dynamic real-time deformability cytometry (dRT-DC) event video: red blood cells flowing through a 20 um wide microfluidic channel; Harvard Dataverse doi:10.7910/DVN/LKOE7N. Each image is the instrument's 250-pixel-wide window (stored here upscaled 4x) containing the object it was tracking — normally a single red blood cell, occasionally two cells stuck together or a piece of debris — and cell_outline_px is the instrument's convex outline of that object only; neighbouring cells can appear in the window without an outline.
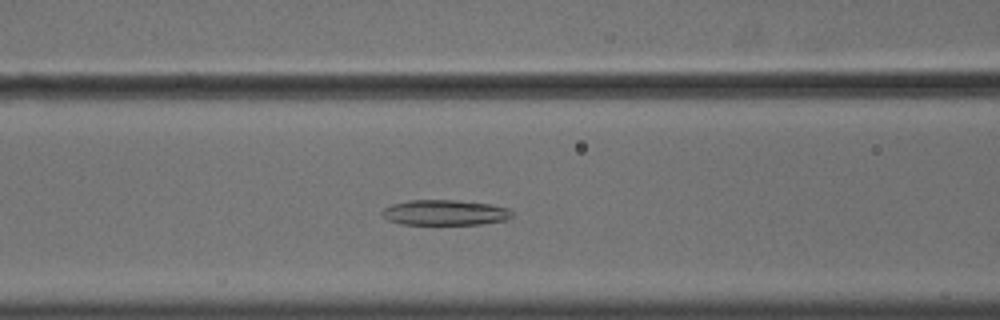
{"species": "common noctule bat (a hibernating species)", "species_latin": "Nyctalus noctula", "temperature_condition": "cold", "stored_images_in_passage": 49, "camera_frame_rate_fps": 3000, "um_per_image_px": 0.085, "animal": {"sex": "male", "body_mass_g": 18.8}, "frame": {"image": 1, "passage_image": 20, "time_ms": 6.333, "image_size_px": [1000, 320], "cell_outline_px": [[512, 216], [504, 220], [480, 224], [400, 224], [388, 220], [380, 212], [384, 208], [392, 204], [408, 200], [456, 200], [492, 204], [508, 208], [512, 212]], "centroid_in_image_um": [37.8, 18.06], "position_along_channel_um": 128.8, "area_um2": 19.19}}
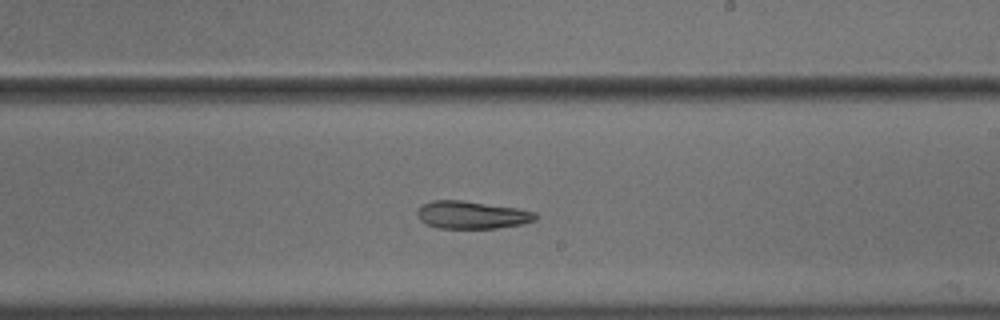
{"frame": {"image": 2, "passage_image": 30, "time_ms": 9.667, "image_size_px": [1000, 320], "cell_outline_px": [[536, 220], [520, 224], [496, 228], [440, 228], [428, 224], [420, 220], [416, 212], [424, 204], [432, 200], [460, 200], [516, 208], [536, 212]], "centroid_in_image_um": [40.1, 18.27], "position_along_channel_um": 248.9, "area_um2": 18.73}}
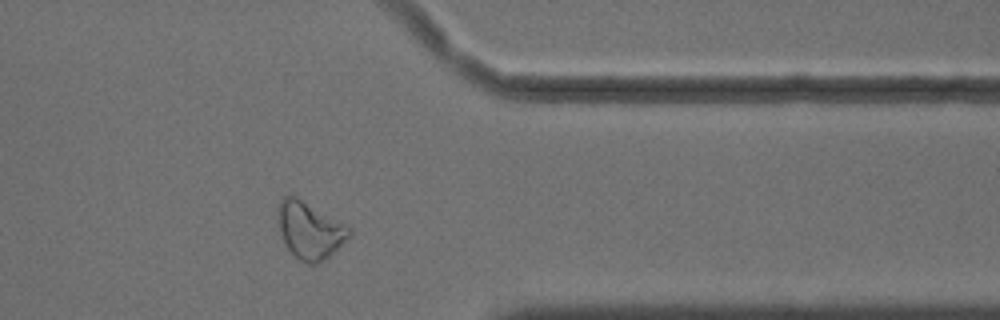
{"frame": {"image": 3, "passage_image": 42, "time_ms": 13.667, "image_size_px": [1000, 320], "cell_outline_px": [[352, 236], [320, 264], [308, 264], [300, 260], [284, 244], [276, 220], [280, 204], [284, 196], [296, 196], [352, 228]], "centroid_in_image_um": [26.35, 19.6], "position_along_channel_um": 385.1, "area_um2": 23.7}}